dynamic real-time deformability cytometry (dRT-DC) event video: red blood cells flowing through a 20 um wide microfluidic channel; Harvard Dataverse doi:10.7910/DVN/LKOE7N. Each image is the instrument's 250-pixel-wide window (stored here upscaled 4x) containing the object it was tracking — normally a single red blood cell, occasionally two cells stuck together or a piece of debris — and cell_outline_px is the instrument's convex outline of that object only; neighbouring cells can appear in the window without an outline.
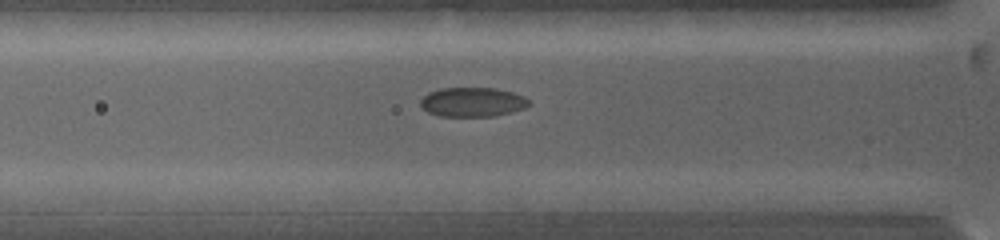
{"species": "common noctule bat (a hibernating species)", "species_latin": "Nyctalus noctula", "temperature_condition": "warm", "stored_images_in_passage": 10, "camera_frame_rate_fps": 5000, "um_per_image_px": 0.085, "animal": {"sex": "female", "body_mass_g": 19.0, "forearm_length_mm": 53.3}, "frame": {"image": 1, "passage_image": 9, "time_ms": 3.6, "image_size_px": [1000, 240], "cell_outline_px": [[532, 104], [524, 108], [496, 116], [440, 116], [428, 112], [420, 108], [420, 100], [428, 92], [440, 88], [496, 88], [512, 92], [524, 96]], "centroid_in_image_um": [40.14, 8.67], "position_along_channel_um": 85.7, "area_um2": 18.67}}